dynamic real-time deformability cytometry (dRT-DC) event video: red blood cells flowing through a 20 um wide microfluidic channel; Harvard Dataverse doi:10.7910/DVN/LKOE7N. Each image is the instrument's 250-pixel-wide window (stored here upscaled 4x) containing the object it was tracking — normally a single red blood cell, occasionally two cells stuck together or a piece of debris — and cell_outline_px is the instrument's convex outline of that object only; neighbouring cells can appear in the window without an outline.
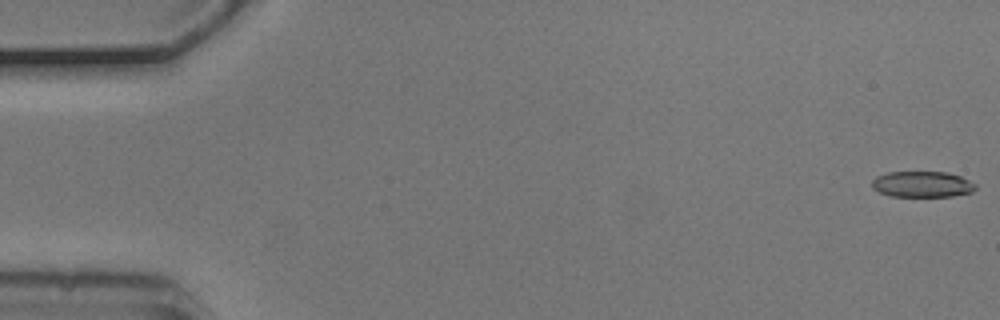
{"species": "common noctule bat (a hibernating species)", "species_latin": "Nyctalus noctula", "temperature_condition": "cold", "stored_images_in_passage": 9, "camera_frame_rate_fps": 3000, "um_per_image_px": 0.085, "animal": {"sex": "male", "body_mass_g": 20.5, "forearm_length_mm": 52.5}, "frame": {"image": 1, "passage_image": 1, "time_ms": 0.0, "image_size_px": [1000, 320], "cell_outline_px": [[976, 188], [972, 192], [952, 196], [888, 196], [872, 188], [872, 180], [876, 176], [888, 172], [948, 172], [960, 176], [976, 184]], "centroid_in_image_um": [78.38, 15.66], "position_along_channel_um": 6.6, "area_um2": 15.66}}
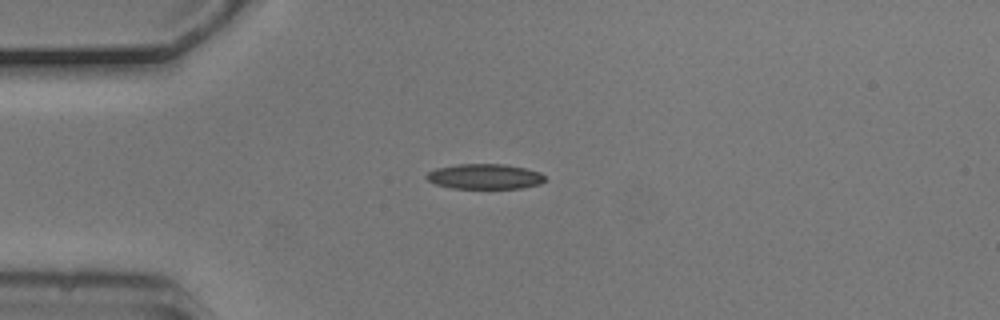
{"frame": {"image": 2, "passage_image": 4, "time_ms": 1.0, "image_size_px": [1000, 320], "cell_outline_px": [[544, 180], [540, 184], [520, 188], [452, 188], [436, 184], [428, 180], [424, 176], [428, 172], [436, 168], [456, 164], [504, 164], [524, 168], [540, 172], [544, 176]], "centroid_in_image_um": [41.17, 15.0], "position_along_channel_um": 43.8, "area_um2": 17.28}}
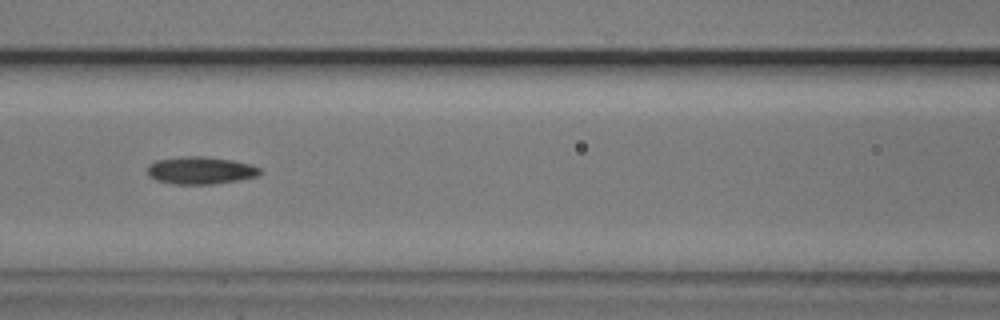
{"frame": {"image": 3, "passage_image": 7, "time_ms": 2.0, "image_size_px": [1000, 320], "cell_outline_px": [[260, 172], [256, 176], [240, 180], [212, 184], [172, 184], [156, 180], [148, 176], [148, 164], [156, 160], [180, 156], [204, 156], [232, 160], [252, 164], [260, 168]], "centroid_in_image_um": [17.02, 14.48], "position_along_channel_um": 149.6, "area_um2": 18.15}}